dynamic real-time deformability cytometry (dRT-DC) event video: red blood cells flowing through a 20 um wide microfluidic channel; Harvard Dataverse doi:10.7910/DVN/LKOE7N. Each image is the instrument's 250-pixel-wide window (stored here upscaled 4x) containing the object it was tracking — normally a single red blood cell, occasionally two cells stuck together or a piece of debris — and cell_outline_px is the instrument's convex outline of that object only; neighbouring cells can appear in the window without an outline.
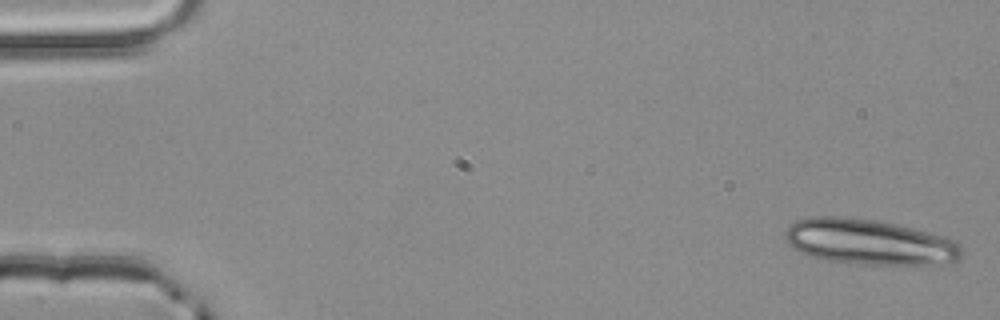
{"species": "common noctule bat (a hibernating species)", "species_latin": "Nyctalus noctula", "temperature_condition": "room temperature", "stored_images_in_passage": 6, "camera_frame_rate_fps": 3000, "um_per_image_px": 0.085, "animal": {"sex": "male", "body_mass_g": 20.4}, "frame": {"image": 1, "passage_image": 1, "time_ms": 0.0, "image_size_px": [1000, 320], "cell_outline_px": [[964, 252], [956, 260], [944, 264], [868, 264], [828, 260], [812, 256], [800, 252], [788, 244], [784, 236], [784, 232], [788, 224], [796, 220], [812, 216], [836, 216], [876, 220], [896, 224], [912, 228], [940, 236], [952, 240], [960, 244]], "centroid_in_image_um": [73.84, 20.55], "position_along_channel_um": 11.2, "area_um2": 46.47}}